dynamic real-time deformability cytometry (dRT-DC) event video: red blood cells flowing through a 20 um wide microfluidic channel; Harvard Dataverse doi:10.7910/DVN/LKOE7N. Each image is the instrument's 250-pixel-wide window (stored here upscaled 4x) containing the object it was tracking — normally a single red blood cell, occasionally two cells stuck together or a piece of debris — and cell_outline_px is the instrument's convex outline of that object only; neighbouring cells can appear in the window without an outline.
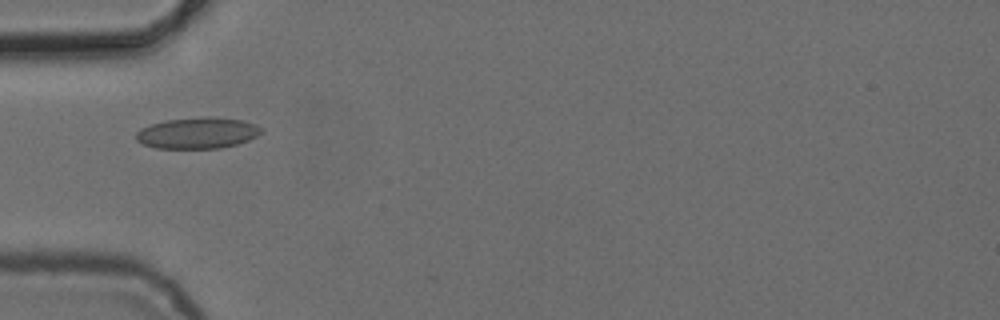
{"species": "common noctule bat (a hibernating species)", "species_latin": "Nyctalus noctula", "temperature_condition": "cold", "stored_images_in_passage": 4, "camera_frame_rate_fps": 3000, "um_per_image_px": 0.085, "animal": {"sex": "female", "body_mass_g": 24.6, "forearm_length_mm": 56.2}, "frame": {"image": 1, "passage_image": 4, "time_ms": 4.333, "image_size_px": [1000, 320], "cell_outline_px": [[264, 132], [248, 140], [236, 144], [220, 148], [156, 148], [144, 144], [136, 140], [136, 132], [140, 128], [164, 120], [208, 116], [240, 120], [256, 124], [264, 128]], "centroid_in_image_um": [16.8, 11.3], "position_along_channel_um": 68.2, "area_um2": 22.77}}